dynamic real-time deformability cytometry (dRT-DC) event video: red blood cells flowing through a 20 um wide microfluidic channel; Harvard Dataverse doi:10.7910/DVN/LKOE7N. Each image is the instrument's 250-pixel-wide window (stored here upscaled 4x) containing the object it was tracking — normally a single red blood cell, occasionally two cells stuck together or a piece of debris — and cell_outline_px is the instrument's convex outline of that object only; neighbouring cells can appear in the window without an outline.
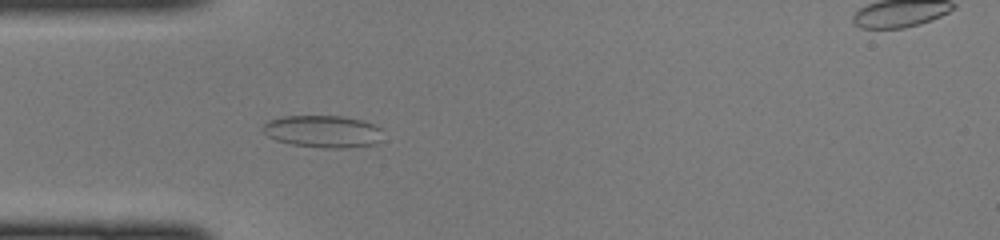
{"species": "common noctule bat (a hibernating species)", "species_latin": "Nyctalus noctula", "temperature_condition": "cold", "stored_images_in_passage": 47, "camera_frame_rate_fps": 3000, "um_per_image_px": 0.085, "animal": {"sex": "female", "body_mass_g": 22.0, "forearm_length_mm": 56.7}, "frame": {"image": 1, "passage_image": 13, "time_ms": 4.0, "image_size_px": [1000, 240], "cell_outline_px": [[380, 128], [376, 140], [372, 144], [340, 148], [324, 148], [292, 144], [276, 140], [268, 136], [264, 132], [264, 124], [268, 120], [284, 116], [344, 116], [364, 120]], "centroid_in_image_um": [27.37, 11.15], "position_along_channel_um": 57.6, "area_um2": 22.02}}
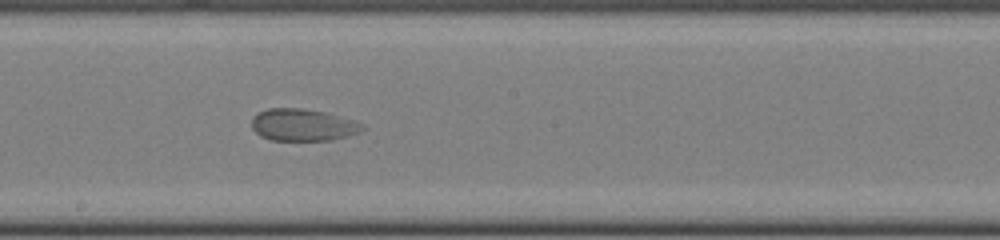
{"frame": {"image": 2, "passage_image": 25, "time_ms": 8.0, "image_size_px": [1000, 240], "cell_outline_px": [[364, 128], [360, 132], [328, 140], [272, 140], [260, 136], [252, 128], [252, 116], [256, 112], [268, 108], [300, 108], [324, 112], [364, 124]], "centroid_in_image_um": [25.67, 10.61], "position_along_channel_um": 222.5, "area_um2": 20.46}}
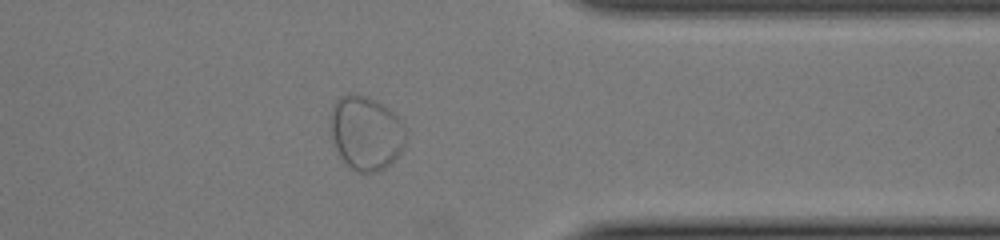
{"frame": {"image": 3, "passage_image": 37, "time_ms": 12.0, "image_size_px": [1000, 240], "cell_outline_px": [[404, 144], [400, 152], [384, 168], [376, 172], [356, 172], [340, 156], [336, 148], [332, 136], [332, 108], [336, 100], [340, 96], [348, 92], [352, 92], [364, 96], [388, 108], [396, 116], [404, 140]], "centroid_in_image_um": [31.05, 11.29], "position_along_channel_um": 380.4, "area_um2": 31.27}}